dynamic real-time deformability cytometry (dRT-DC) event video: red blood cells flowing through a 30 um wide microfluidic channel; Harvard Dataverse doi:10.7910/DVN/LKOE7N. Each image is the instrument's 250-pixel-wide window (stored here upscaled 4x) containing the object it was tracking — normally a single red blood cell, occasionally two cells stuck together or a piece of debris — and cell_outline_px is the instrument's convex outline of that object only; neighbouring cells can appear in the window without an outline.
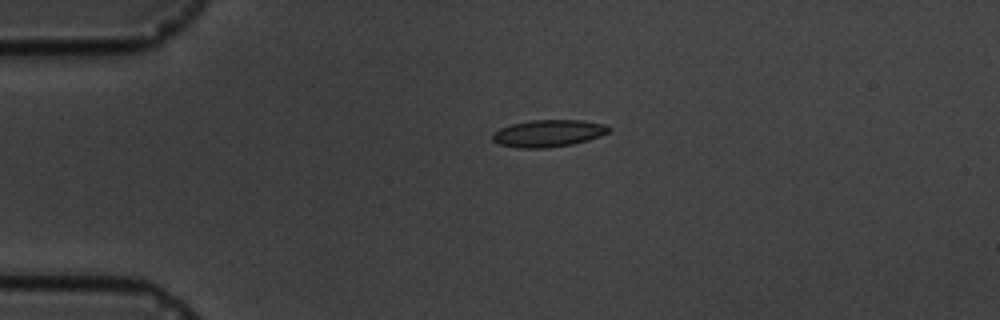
{"species": "common noctule bat (a hibernating species)", "species_latin": "Nyctalus noctula", "temperature_condition": "cold", "stored_images_in_passage": 2, "camera_frame_rate_fps": 3000, "um_per_image_px": 0.085, "animal": {"sex": "male", "body_mass_g": 19.5, "forearm_length_mm": 54.6}, "frame": {"image": 1, "passage_image": 1, "time_ms": 0.0, "image_size_px": [1000, 320], "cell_outline_px": [[612, 128], [608, 132], [600, 136], [588, 140], [572, 144], [548, 148], [516, 148], [500, 144], [492, 140], [492, 132], [500, 128], [512, 124], [532, 120], [584, 120], [604, 124]], "centroid_in_image_um": [46.6, 11.33], "position_along_channel_um": 38.4, "area_um2": 18.44}}